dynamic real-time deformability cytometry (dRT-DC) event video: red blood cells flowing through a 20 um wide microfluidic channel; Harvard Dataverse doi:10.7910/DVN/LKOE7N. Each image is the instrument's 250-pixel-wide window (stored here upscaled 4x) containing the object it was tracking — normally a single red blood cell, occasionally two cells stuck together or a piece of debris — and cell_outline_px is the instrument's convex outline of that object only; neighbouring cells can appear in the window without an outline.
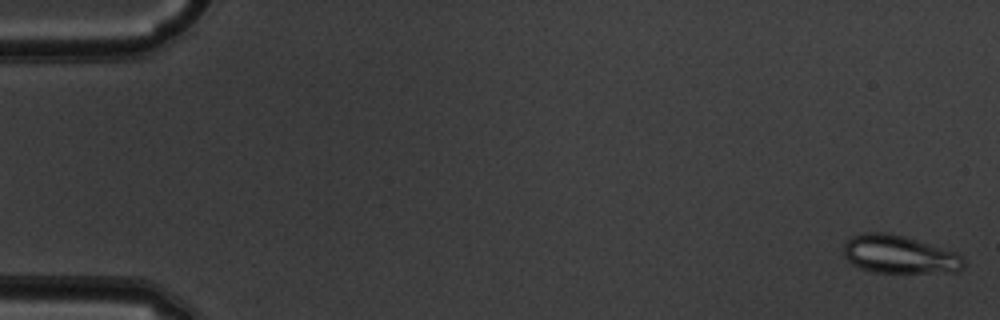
{"species": "common noctule bat (a hibernating species)", "species_latin": "Nyctalus noctula", "temperature_condition": "warm", "stored_images_in_passage": 51, "camera_frame_rate_fps": 3000, "um_per_image_px": 0.085, "animal": {"sex": "male", "body_mass_g": 19.5, "forearm_length_mm": 54.6}, "frame": {"image": 1, "passage_image": 1, "time_ms": 0.0, "image_size_px": [1000, 320], "cell_outline_px": [[964, 268], [956, 272], [876, 272], [860, 268], [852, 264], [844, 256], [844, 244], [852, 236], [860, 232], [888, 232], [904, 236], [956, 252], [964, 260]], "centroid_in_image_um": [76.42, 21.62], "position_along_channel_um": 8.6, "area_um2": 26.59}}
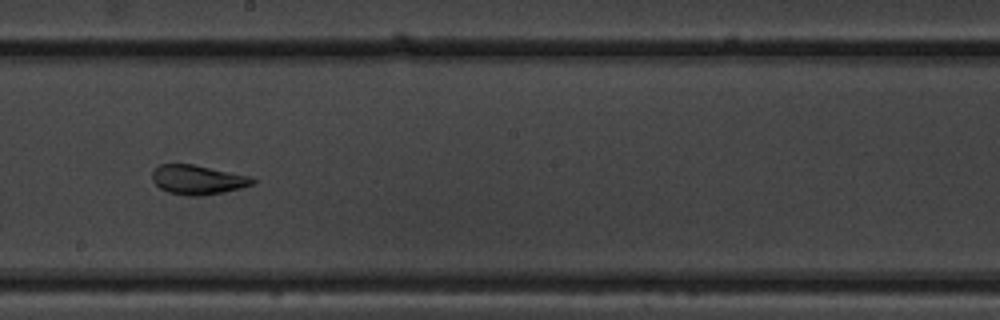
{"frame": {"image": 2, "passage_image": 29, "time_ms": 9.333, "image_size_px": [1000, 320], "cell_outline_px": [[256, 184], [224, 192], [200, 196], [188, 196], [168, 192], [160, 188], [152, 180], [152, 172], [160, 164], [192, 164], [252, 176], [256, 180]], "centroid_in_image_um": [16.84, 15.28], "position_along_channel_um": 231.4, "area_um2": 17.28}}
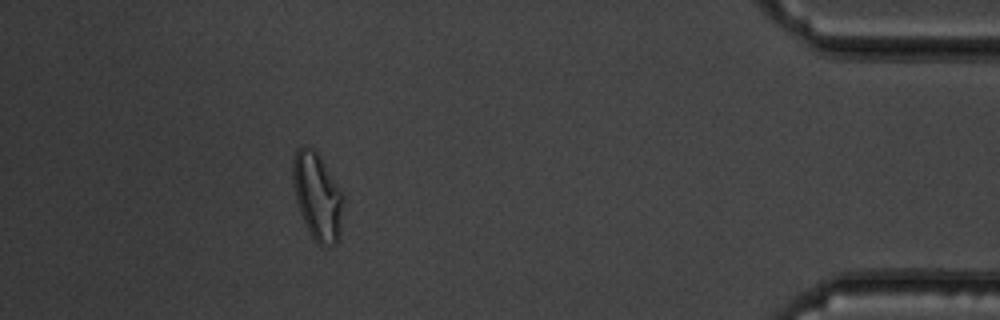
{"frame": {"image": 3, "passage_image": 46, "time_ms": 15.0, "image_size_px": [1000, 320], "cell_outline_px": [[344, 196], [340, 232], [336, 244], [328, 248], [316, 244], [300, 212], [296, 200], [292, 180], [292, 160], [296, 148], [304, 144], [316, 148], [340, 188]], "centroid_in_image_um": [26.97, 16.64], "position_along_channel_um": 408.2, "area_um2": 26.18}, "authors_computed_cell_mechanics": {"area_um2": 23.0044, "velocity_mm_per_s": 3.9931, "shape_relaxation_time_tau1_ms": 9.8861, "shape_relaxation_time_tau2_ms": 0.7642, "deformation_change_tau1": 0.2265, "deformation_change_tau2": 0.0529}}